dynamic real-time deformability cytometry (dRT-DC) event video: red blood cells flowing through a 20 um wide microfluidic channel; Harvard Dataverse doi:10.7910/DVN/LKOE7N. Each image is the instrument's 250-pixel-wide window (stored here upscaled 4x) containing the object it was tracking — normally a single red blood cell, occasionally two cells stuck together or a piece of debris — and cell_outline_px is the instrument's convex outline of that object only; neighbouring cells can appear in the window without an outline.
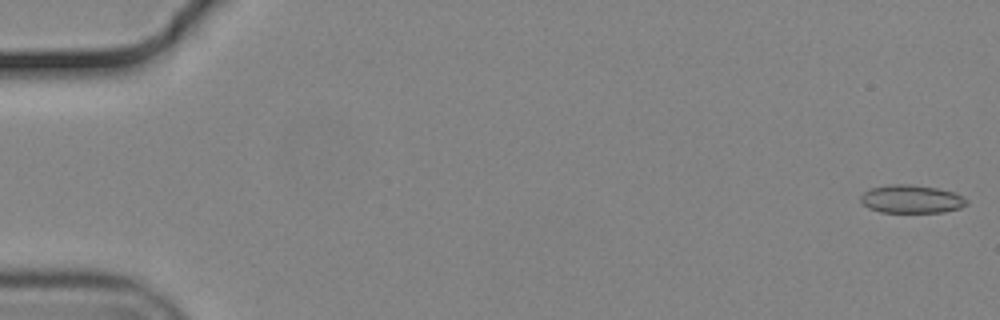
{"species": "common noctule bat (a hibernating species)", "species_latin": "Nyctalus noctula", "temperature_condition": "cold", "stored_images_in_passage": 55, "camera_frame_rate_fps": 3000, "um_per_image_px": 0.085, "animal": {"sex": "male", "body_mass_g": 19.2, "forearm_length_mm": 51.8}, "frame": {"image": 1, "passage_image": 1, "time_ms": 0.0, "image_size_px": [1000, 320], "cell_outline_px": [[968, 204], [960, 208], [944, 212], [880, 212], [868, 208], [860, 200], [860, 196], [864, 192], [872, 188], [888, 184], [912, 184], [936, 188], [952, 192], [964, 196], [968, 200]], "centroid_in_image_um": [77.48, 16.92], "position_along_channel_um": 7.5, "area_um2": 17.46}}
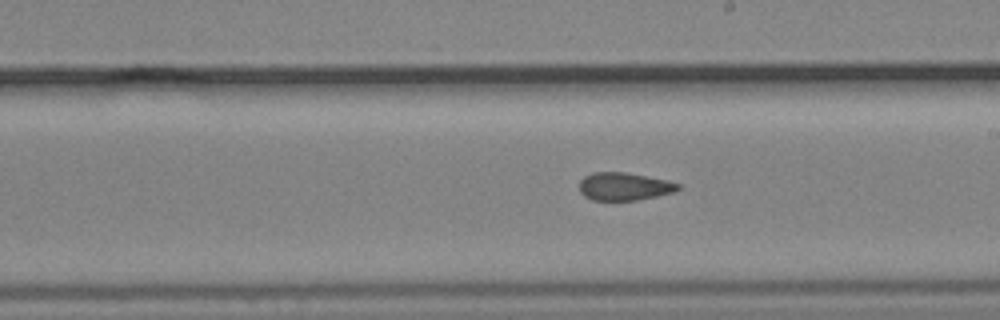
{"frame": {"image": 2, "passage_image": 32, "time_ms": 10.333, "image_size_px": [1000, 320], "cell_outline_px": [[680, 188], [672, 192], [656, 196], [636, 200], [592, 200], [584, 196], [580, 192], [580, 180], [584, 176], [592, 172], [624, 172], [664, 180], [680, 184]], "centroid_in_image_um": [53.0, 15.85], "position_along_channel_um": 236.0, "area_um2": 15.78}}
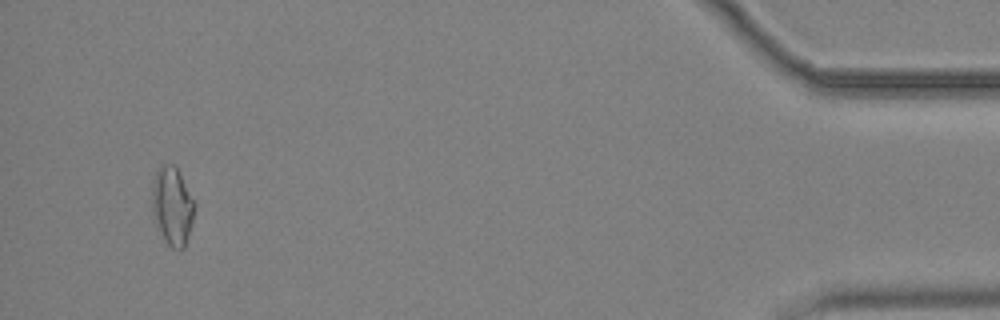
{"frame": {"image": 3, "passage_image": 53, "time_ms": 17.333, "image_size_px": [1000, 320], "cell_outline_px": [[196, 204], [188, 236], [184, 248], [180, 252], [172, 248], [164, 240], [152, 216], [152, 180], [160, 164], [176, 164]], "centroid_in_image_um": [14.64, 17.49], "position_along_channel_um": 420.6, "area_um2": 19.77}, "authors_computed_cell_mechanics": {"area_um2": 16.8776, "velocity_mm_per_s": 3.715, "shape_relaxation_time_tau1_ms": null, "shape_relaxation_time_tau2_ms": 2.1849, "deformation_change_tau1": null, "deformation_change_tau2": 0.088}}